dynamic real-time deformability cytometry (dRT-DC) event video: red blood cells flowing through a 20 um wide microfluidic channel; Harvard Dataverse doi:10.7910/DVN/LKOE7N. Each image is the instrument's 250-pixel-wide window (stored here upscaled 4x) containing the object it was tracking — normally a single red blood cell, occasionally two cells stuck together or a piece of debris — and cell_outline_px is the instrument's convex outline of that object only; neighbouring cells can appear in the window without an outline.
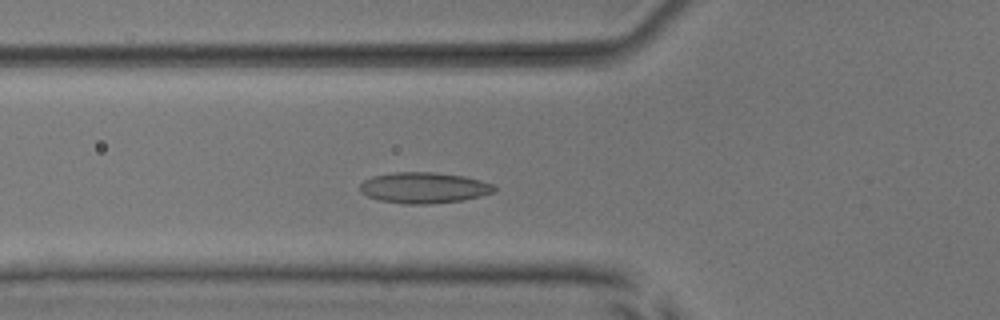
{"species": "common noctule bat (a hibernating species)", "species_latin": "Nyctalus noctula", "temperature_condition": "room temperature", "stored_images_in_passage": 40, "camera_frame_rate_fps": 3000, "um_per_image_px": 0.085, "animal": {"sex": "male", "body_mass_g": 17.9, "forearm_length_mm": 54.2}, "frame": {"image": 1, "passage_image": 6, "time_ms": 1.667, "image_size_px": [1000, 320], "cell_outline_px": [[496, 188], [492, 192], [480, 196], [464, 200], [428, 204], [404, 204], [380, 200], [368, 196], [360, 192], [360, 184], [364, 180], [372, 176], [392, 172], [432, 172], [464, 176], [496, 184]], "centroid_in_image_um": [36.03, 15.95], "position_along_channel_um": 89.8, "area_um2": 24.28}}
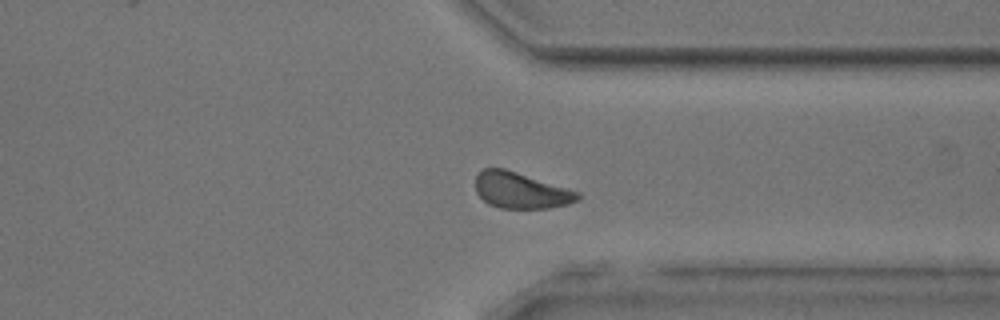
{"frame": {"image": 2, "passage_image": 28, "time_ms": 9.0, "image_size_px": [1000, 320], "cell_outline_px": [[580, 200], [568, 204], [548, 208], [500, 208], [488, 204], [476, 192], [476, 176], [484, 168], [504, 168], [568, 188], [580, 192]], "centroid_in_image_um": [44.29, 16.19], "position_along_channel_um": 367.1, "area_um2": 21.44}}
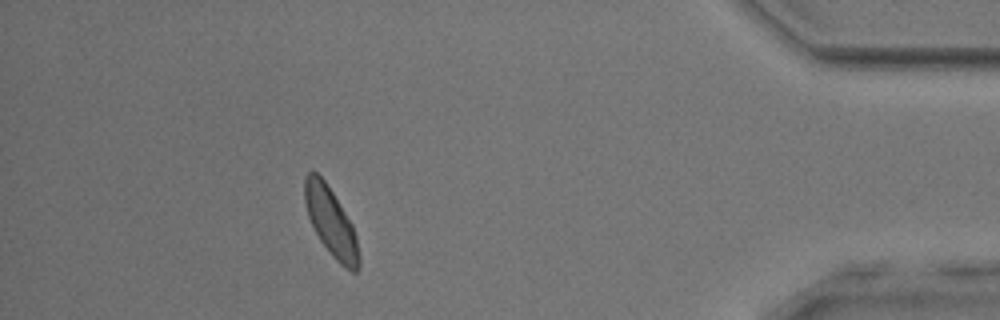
{"frame": {"image": 3, "passage_image": 35, "time_ms": 11.333, "image_size_px": [1000, 320], "cell_outline_px": [[360, 264], [356, 272], [352, 272], [344, 268], [332, 256], [320, 240], [308, 216], [304, 200], [304, 176], [312, 168], [324, 180], [332, 192], [352, 224], [356, 236], [360, 260]], "centroid_in_image_um": [28.12, 18.86], "position_along_channel_um": 407.1, "area_um2": 21.56}, "authors_computed_cell_mechanics": {"area_um2": 21.7617, "velocity_mm_per_s": 3.7858, "shape_relaxation_time_tau1_ms": 3.8388, "shape_relaxation_time_tau2_ms": 2.13, "deformation_change_tau1": 0.096, "deformation_change_tau2": 0.0624}}